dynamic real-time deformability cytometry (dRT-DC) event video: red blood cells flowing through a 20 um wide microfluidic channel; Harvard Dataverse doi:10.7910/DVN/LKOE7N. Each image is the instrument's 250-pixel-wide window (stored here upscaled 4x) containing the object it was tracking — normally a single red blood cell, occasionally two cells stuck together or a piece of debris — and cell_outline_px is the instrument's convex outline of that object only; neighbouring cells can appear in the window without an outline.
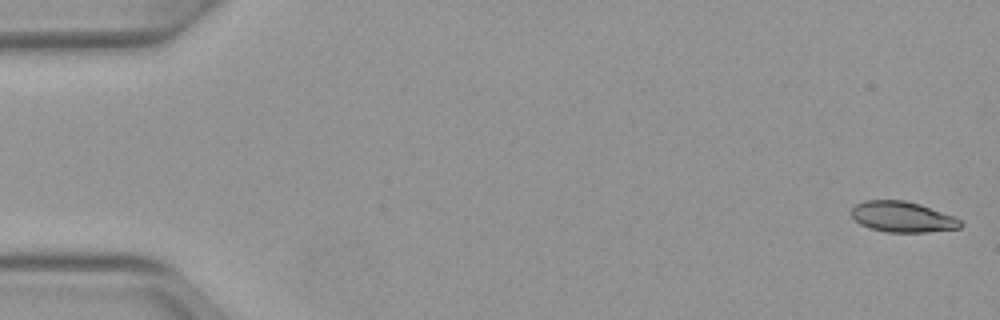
{"species": "Egyptian fruit bat (a non-hibernating species)", "species_latin": "Rousettus aegyptiacus", "temperature_condition": "warm", "stored_images_in_passage": 51, "camera_frame_rate_fps": 3000, "um_per_image_px": 0.085, "animal": {"sex": "female"}, "frame": {"image": 1, "passage_image": 1, "time_ms": 0.0, "image_size_px": [1000, 320], "cell_outline_px": [[964, 224], [960, 228], [928, 232], [888, 232], [872, 228], [860, 224], [852, 216], [852, 208], [856, 204], [864, 200], [904, 200], [920, 204], [952, 216], [960, 220]], "centroid_in_image_um": [76.71, 18.43], "position_along_channel_um": 8.3, "area_um2": 19.31}}
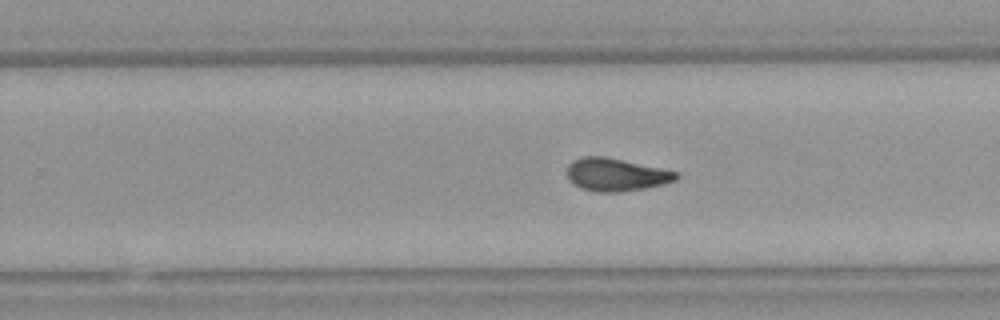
{"frame": {"image": 2, "passage_image": 32, "time_ms": 10.333, "image_size_px": [1000, 320], "cell_outline_px": [[680, 176], [676, 180], [664, 184], [648, 188], [620, 192], [596, 192], [580, 188], [572, 184], [568, 180], [568, 164], [572, 160], [580, 156], [604, 156], [680, 172]], "centroid_in_image_um": [52.36, 14.85], "position_along_channel_um": 277.4, "area_um2": 21.21}}
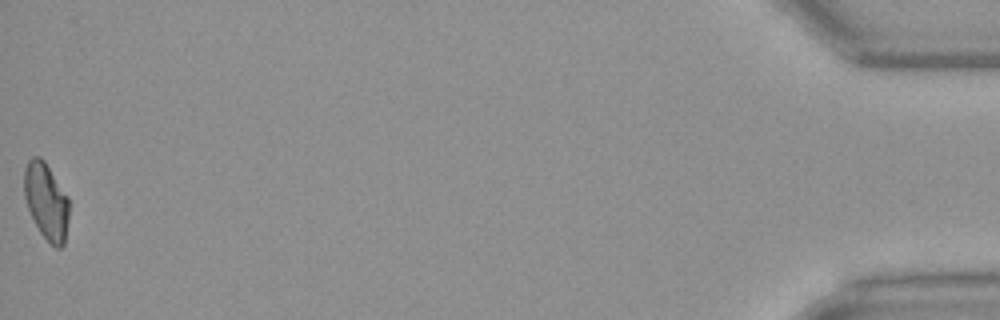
{"frame": {"image": 3, "passage_image": 51, "time_ms": 16.667, "image_size_px": [1000, 320], "cell_outline_px": [[68, 220], [64, 244], [60, 248], [56, 248], [40, 232], [28, 208], [24, 196], [24, 168], [28, 160], [32, 156], [40, 156], [44, 160], [68, 196]], "centroid_in_image_um": [3.92, 17.07], "position_along_channel_um": 431.3, "area_um2": 19.88}, "authors_computed_cell_mechanics": {"area_um2": 20.6924, "velocity_mm_per_s": 4.0104, "shape_relaxation_time_tau1_ms": 10.256, "shape_relaxation_time_tau2_ms": 2.4222, "deformation_change_tau1": 0.2498, "deformation_change_tau2": 0.0894}}